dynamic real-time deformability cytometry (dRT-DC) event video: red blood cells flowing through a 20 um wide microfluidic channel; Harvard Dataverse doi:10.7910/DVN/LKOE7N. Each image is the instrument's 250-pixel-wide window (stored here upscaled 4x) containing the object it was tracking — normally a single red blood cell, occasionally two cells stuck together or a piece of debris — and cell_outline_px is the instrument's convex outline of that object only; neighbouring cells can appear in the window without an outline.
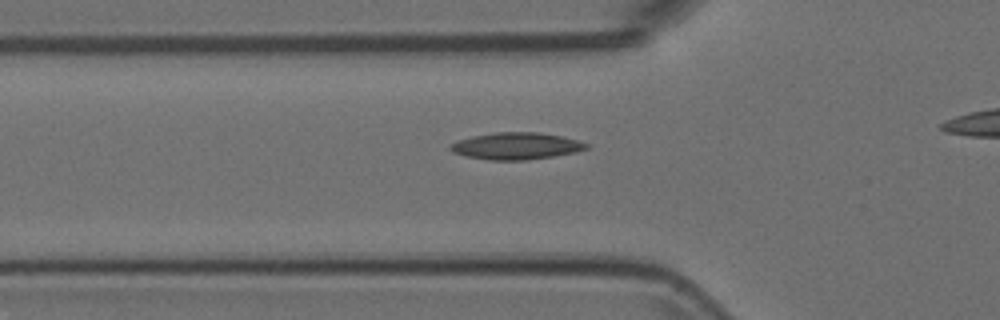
{"species": "Egyptian fruit bat (a non-hibernating species)", "species_latin": "Rousettus aegyptiacus", "temperature_condition": "room temperature", "stored_images_in_passage": 35, "camera_frame_rate_fps": 3000, "um_per_image_px": 0.085, "animal": {"sex": "female"}, "frame": {"image": 1, "passage_image": 11, "time_ms": 3.333, "image_size_px": [1000, 320], "cell_outline_px": [[588, 148], [572, 152], [552, 156], [524, 160], [488, 160], [464, 156], [452, 152], [448, 148], [452, 144], [460, 140], [472, 136], [496, 132], [536, 132], [560, 136], [576, 140], [588, 144]], "centroid_in_image_um": [43.82, 12.41], "position_along_channel_um": 82.0, "area_um2": 20.98}}
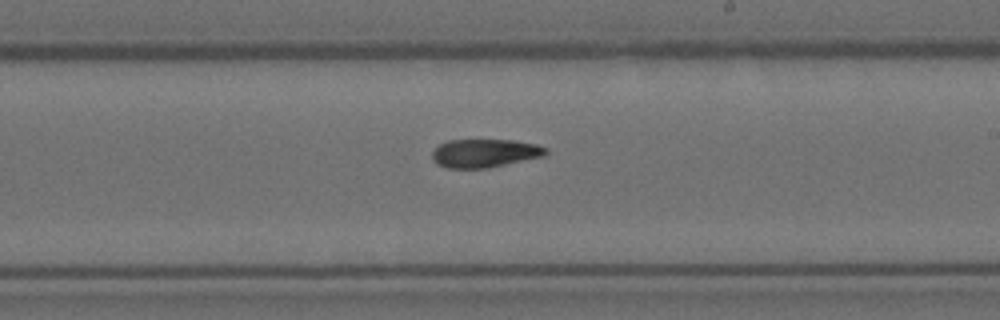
{"frame": {"image": 2, "passage_image": 24, "time_ms": 7.667, "image_size_px": [1000, 320], "cell_outline_px": [[548, 152], [544, 156], [488, 168], [448, 168], [436, 164], [432, 160], [432, 152], [440, 144], [448, 140], [512, 140], [536, 144], [548, 148]], "centroid_in_image_um": [41.2, 13.02], "position_along_channel_um": 247.8, "area_um2": 18.84}}
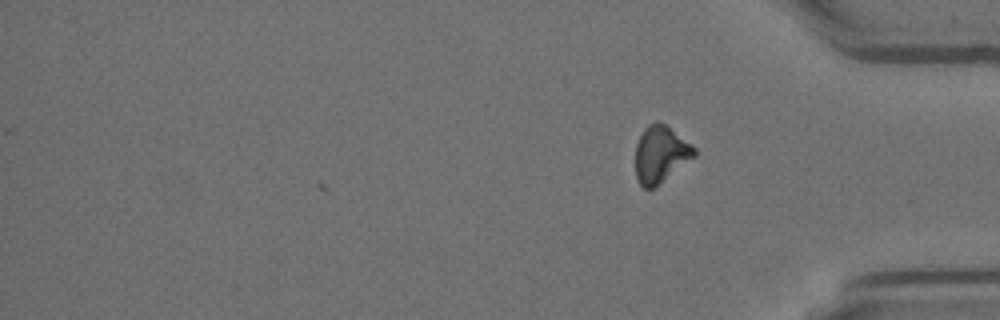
{"frame": {"image": 3, "passage_image": 35, "time_ms": 11.333, "image_size_px": [1000, 320], "cell_outline_px": [[696, 156], [652, 188], [644, 188], [640, 184], [636, 176], [636, 144], [644, 128], [648, 124], [656, 120], [664, 124], [696, 148]], "centroid_in_image_um": [56.14, 13.09], "position_along_channel_um": 379.1, "area_um2": 19.07}}